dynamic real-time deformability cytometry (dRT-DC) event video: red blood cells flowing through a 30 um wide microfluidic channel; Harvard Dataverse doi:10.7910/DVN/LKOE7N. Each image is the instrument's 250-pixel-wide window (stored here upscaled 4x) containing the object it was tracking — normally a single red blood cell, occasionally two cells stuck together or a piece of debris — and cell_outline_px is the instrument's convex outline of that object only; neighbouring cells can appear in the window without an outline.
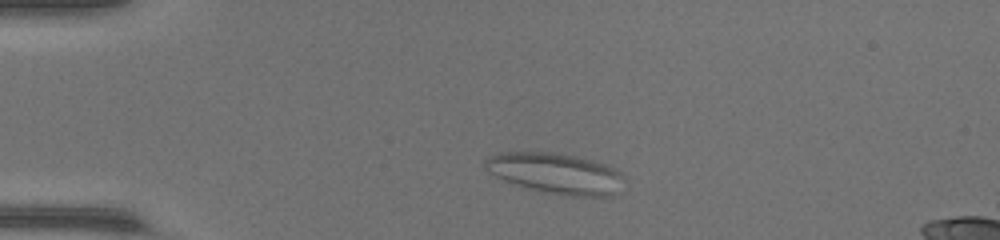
{"species": "common noctule bat (a hibernating species)", "species_latin": "Nyctalus noctula", "temperature_condition": "warm", "stored_images_in_passage": 48, "camera_frame_rate_fps": 3000, "um_per_image_px": 0.085, "animal": {"sex": "female", "body_mass_g": 17.0, "forearm_length_mm": 48.0}, "frame": {"image": 1, "passage_image": 6, "time_ms": 1.667, "image_size_px": [1000, 240], "cell_outline_px": [[624, 176], [612, 192], [608, 196], [572, 196], [548, 192], [516, 184], [496, 176], [488, 172], [484, 168], [484, 160], [500, 152], [556, 152], [592, 160], [604, 164], [620, 172]], "centroid_in_image_um": [47.17, 14.7], "position_along_channel_um": 37.8, "area_um2": 32.02}}
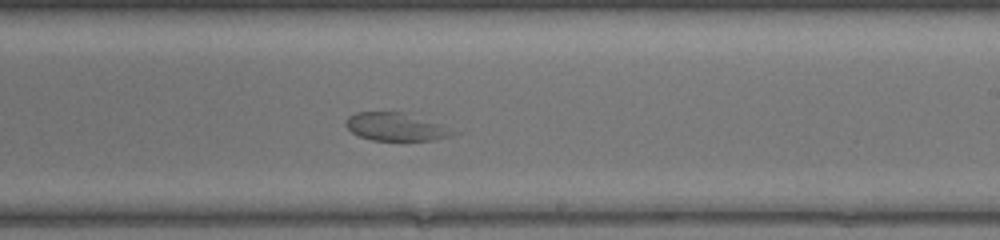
{"frame": {"image": 2, "passage_image": 27, "time_ms": 8.667, "image_size_px": [1000, 240], "cell_outline_px": [[460, 132], [452, 136], [432, 140], [372, 140], [360, 136], [352, 132], [344, 124], [344, 120], [348, 116], [356, 112], [404, 112]], "centroid_in_image_um": [33.61, 10.78], "position_along_channel_um": 255.4, "area_um2": 17.28}}
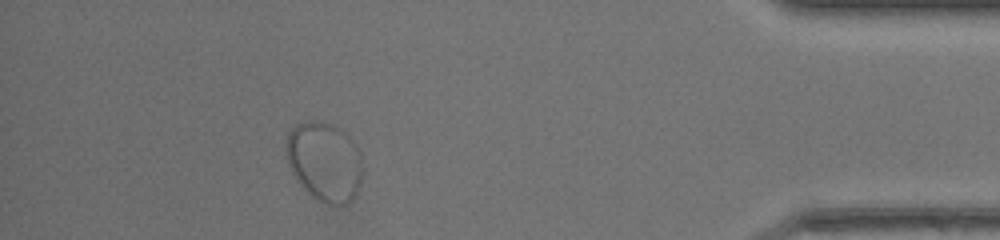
{"frame": {"image": 3, "passage_image": 43, "time_ms": 14.0, "image_size_px": [1000, 240], "cell_outline_px": [[360, 184], [352, 200], [348, 204], [324, 204], [312, 196], [304, 188], [292, 172], [288, 164], [288, 132], [296, 124], [312, 120], [316, 120], [340, 128], [348, 132], [360, 152]], "centroid_in_image_um": [27.6, 13.73], "position_along_channel_um": 407.6, "area_um2": 34.91}}